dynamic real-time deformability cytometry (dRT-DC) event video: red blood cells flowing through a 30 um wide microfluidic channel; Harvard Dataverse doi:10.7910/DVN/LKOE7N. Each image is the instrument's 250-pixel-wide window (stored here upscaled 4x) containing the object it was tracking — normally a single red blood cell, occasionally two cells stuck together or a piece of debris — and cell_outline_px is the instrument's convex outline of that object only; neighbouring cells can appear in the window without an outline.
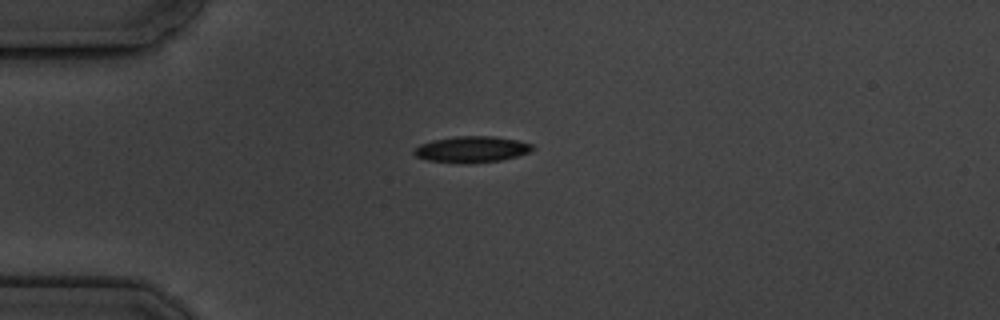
{"species": "common noctule bat (a hibernating species)", "species_latin": "Nyctalus noctula", "temperature_condition": "cold", "stored_images_in_passage": 8, "camera_frame_rate_fps": 3000, "um_per_image_px": 0.085, "animal": {"sex": "male", "body_mass_g": 19.5, "forearm_length_mm": 54.6}, "frame": {"image": 1, "passage_image": 1, "time_ms": 0.0, "image_size_px": [1000, 320], "cell_outline_px": [[536, 148], [528, 152], [516, 156], [500, 160], [464, 164], [428, 160], [416, 156], [412, 152], [420, 144], [432, 140], [456, 136], [496, 136], [520, 140], [532, 144]], "centroid_in_image_um": [40.11, 12.68], "position_along_channel_um": 44.9, "area_um2": 18.15}}
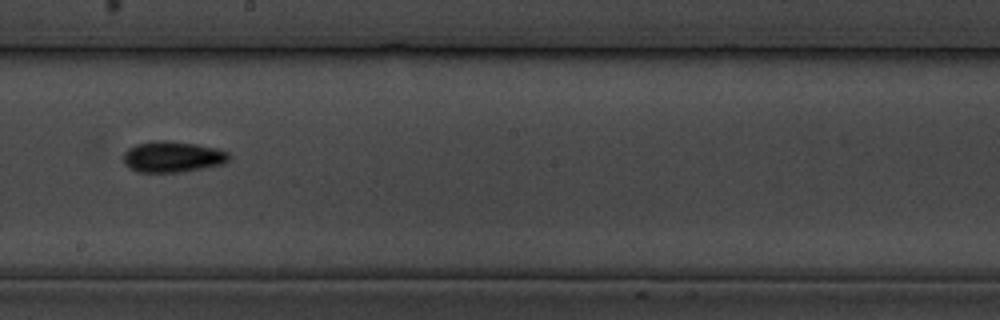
{"frame": {"image": 2, "passage_image": 6, "time_ms": 6.0, "image_size_px": [1000, 320], "cell_outline_px": [[232, 156], [224, 164], [204, 168], [180, 172], [136, 172], [124, 164], [124, 152], [128, 148], [136, 144], [152, 140], [168, 140], [196, 144], [216, 148], [228, 152]], "centroid_in_image_um": [14.67, 13.32], "position_along_channel_um": 233.5, "area_um2": 19.31}}
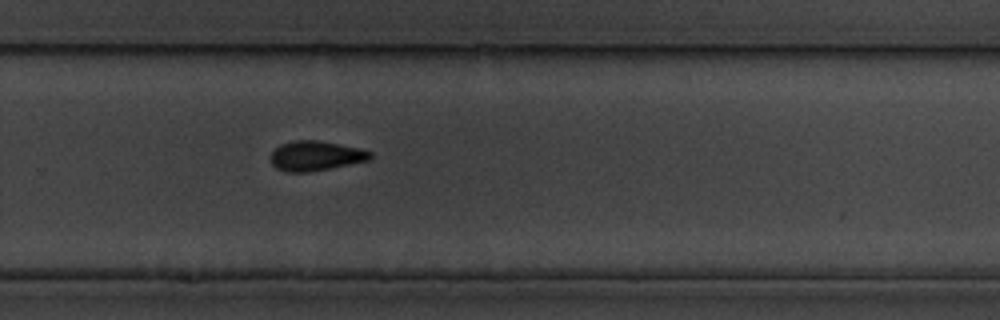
{"frame": {"image": 3, "passage_image": 8, "time_ms": 8.0, "image_size_px": [1000, 320], "cell_outline_px": [[372, 160], [308, 172], [288, 172], [276, 168], [272, 164], [272, 152], [280, 144], [296, 140], [320, 140], [360, 148], [372, 152]], "centroid_in_image_um": [26.87, 13.24], "position_along_channel_um": 302.9, "area_um2": 17.28}}